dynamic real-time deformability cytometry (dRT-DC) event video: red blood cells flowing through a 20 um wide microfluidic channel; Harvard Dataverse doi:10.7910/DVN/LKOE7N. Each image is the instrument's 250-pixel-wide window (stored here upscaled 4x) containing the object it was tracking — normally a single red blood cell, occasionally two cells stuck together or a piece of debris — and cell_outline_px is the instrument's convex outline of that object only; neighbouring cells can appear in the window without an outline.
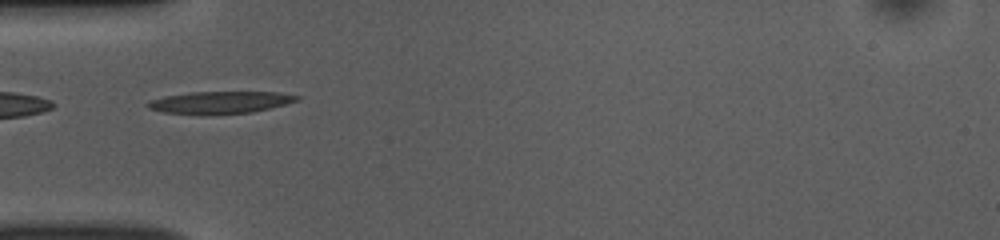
{"species": "common noctule bat (a hibernating species)", "species_latin": "Nyctalus noctula", "temperature_condition": "room temperature", "stored_images_in_passage": 35, "camera_frame_rate_fps": 3000, "um_per_image_px": 0.085, "animal": {"sex": "female", "body_mass_g": 10.0, "forearm_length_mm": 53.1}, "frame": {"image": 1, "passage_image": 1, "time_ms": 0.0, "image_size_px": [1000, 240], "cell_outline_px": [[300, 100], [252, 112], [204, 116], [200, 116], [164, 112], [148, 108], [144, 104], [148, 100], [164, 96], [192, 92], [280, 92], [300, 96]], "centroid_in_image_um": [18.64, 8.72], "position_along_channel_um": 66.4, "area_um2": 19.71}}
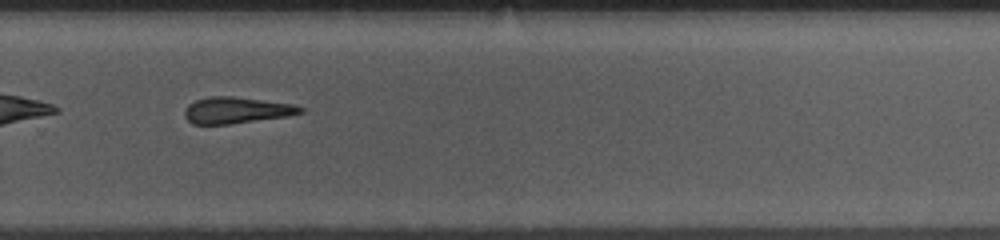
{"frame": {"image": 2, "passage_image": 20, "time_ms": 6.333, "image_size_px": [1000, 240], "cell_outline_px": [[304, 112], [288, 116], [228, 124], [192, 124], [184, 116], [184, 112], [188, 104], [196, 100], [208, 96], [232, 96], [292, 104], [304, 108]], "centroid_in_image_um": [20.07, 9.37], "position_along_channel_um": 309.7, "area_um2": 17.69}, "authors_computed_cell_mechanics": {"area_um2": 18.4382, "velocity_mm_per_s": 3.8523, "shape_relaxation_time_tau1_ms": 4.3529, "shape_relaxation_time_tau2_ms": 6.2724, "deformation_change_tau1": 0.1801, "deformation_change_tau2": 0.2342}}